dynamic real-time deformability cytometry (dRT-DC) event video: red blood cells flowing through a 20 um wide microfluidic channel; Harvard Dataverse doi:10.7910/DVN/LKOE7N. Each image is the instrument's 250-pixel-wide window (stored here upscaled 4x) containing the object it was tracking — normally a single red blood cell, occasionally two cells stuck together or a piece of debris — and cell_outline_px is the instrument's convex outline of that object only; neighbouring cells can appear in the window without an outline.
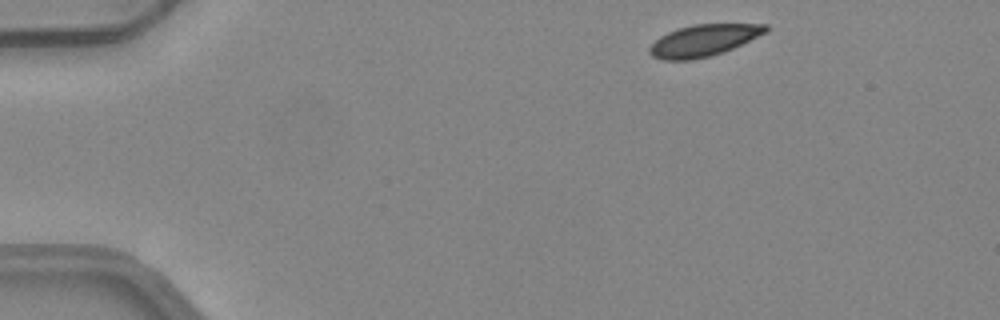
{"species": "common noctule bat (a hibernating species)", "species_latin": "Nyctalus noctula", "temperature_condition": "warm", "stored_images_in_passage": 4, "camera_frame_rate_fps": 3000, "um_per_image_px": 0.085, "animal": {"sex": "female", "body_mass_g": 24.6, "forearm_length_mm": 56.2}, "frame": {"image": 1, "passage_image": 1, "time_ms": 0.0, "image_size_px": [1000, 320], "cell_outline_px": [[768, 32], [732, 48], [712, 56], [692, 60], [664, 60], [652, 56], [648, 52], [648, 48], [660, 36], [668, 32], [692, 24], [768, 24]], "centroid_in_image_um": [59.8, 3.44], "position_along_channel_um": 25.2, "area_um2": 21.39}}
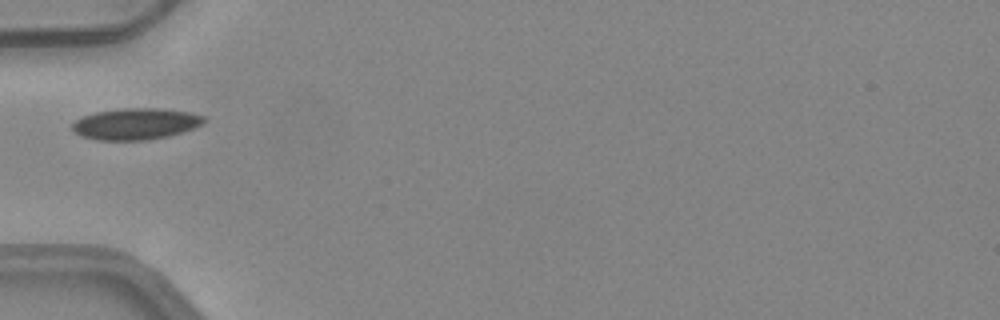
{"frame": {"image": 2, "passage_image": 3, "time_ms": 0.667, "image_size_px": [1000, 320], "cell_outline_px": [[208, 120], [204, 124], [196, 128], [168, 136], [148, 140], [96, 140], [80, 136], [72, 128], [72, 124], [76, 120], [84, 116], [96, 112], [124, 108], [160, 108], [188, 112], [204, 116]], "centroid_in_image_um": [11.58, 10.53], "position_along_channel_um": 73.4, "area_um2": 24.22}}